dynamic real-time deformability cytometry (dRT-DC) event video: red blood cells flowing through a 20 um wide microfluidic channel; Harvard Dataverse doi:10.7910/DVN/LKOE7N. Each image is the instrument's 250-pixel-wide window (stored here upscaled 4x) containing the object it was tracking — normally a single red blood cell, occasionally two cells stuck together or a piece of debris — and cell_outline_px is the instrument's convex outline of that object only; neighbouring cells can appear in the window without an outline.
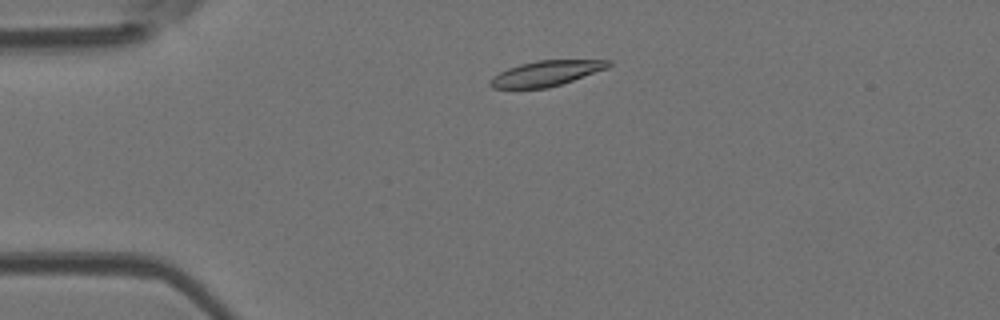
{"species": "Egyptian fruit bat (a non-hibernating species)", "species_latin": "Rousettus aegyptiacus", "temperature_condition": "room temperature", "stored_images_in_passage": 46, "camera_frame_rate_fps": 3000, "um_per_image_px": 0.085, "animal": {"sex": "female"}, "frame": {"image": 1, "passage_image": 6, "time_ms": 1.667, "image_size_px": [1000, 320], "cell_outline_px": [[612, 64], [608, 68], [548, 88], [492, 88], [488, 84], [488, 80], [492, 76], [508, 68], [520, 64], [536, 60], [612, 60]], "centroid_in_image_um": [46.39, 6.23], "position_along_channel_um": 38.6, "area_um2": 17.4}}
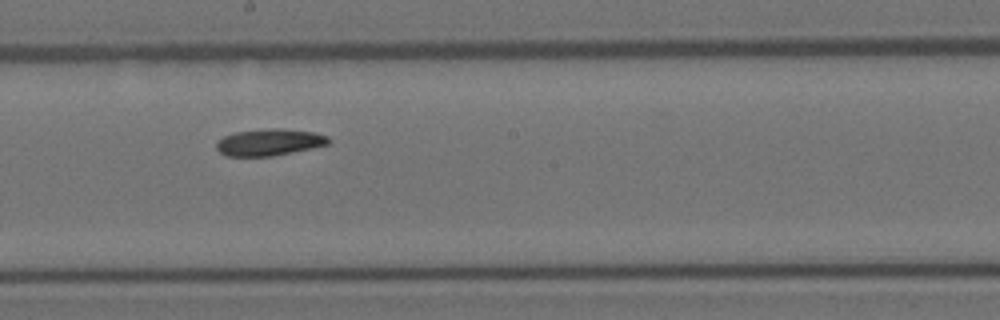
{"frame": {"image": 2, "passage_image": 23, "time_ms": 7.333, "image_size_px": [1000, 320], "cell_outline_px": [[332, 140], [328, 144], [292, 152], [272, 156], [228, 156], [220, 152], [216, 148], [216, 144], [224, 136], [232, 132], [272, 128], [280, 128], [312, 132], [328, 136]], "centroid_in_image_um": [22.89, 12.08], "position_along_channel_um": 225.3, "area_um2": 17.34}}
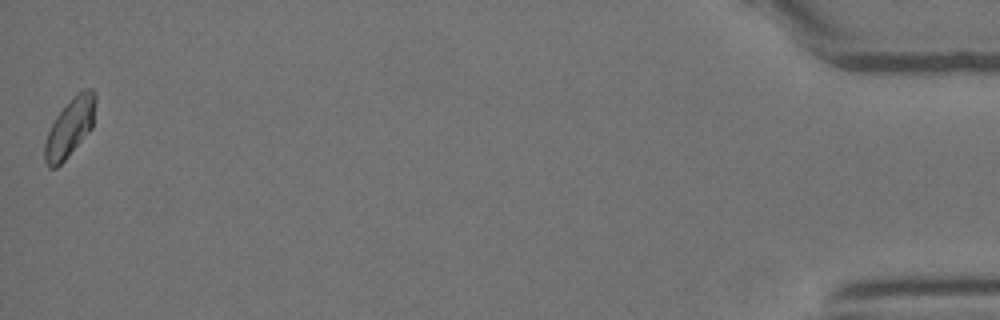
{"frame": {"image": 3, "passage_image": 46, "time_ms": 15.0, "image_size_px": [1000, 320], "cell_outline_px": [[96, 100], [92, 128], [64, 160], [56, 168], [48, 168], [44, 160], [44, 144], [48, 132], [56, 116], [72, 96], [76, 92], [84, 88], [92, 88], [96, 92]], "centroid_in_image_um": [5.94, 10.8], "position_along_channel_um": 429.3, "area_um2": 17.34}, "authors_computed_cell_mechanics": {"area_um2": 17.4845, "velocity_mm_per_s": 3.8827, "shape_relaxation_time_tau1_ms": 4.2102, "shape_relaxation_time_tau2_ms": null, "deformation_change_tau1": 0.1128, "deformation_change_tau2": null}}